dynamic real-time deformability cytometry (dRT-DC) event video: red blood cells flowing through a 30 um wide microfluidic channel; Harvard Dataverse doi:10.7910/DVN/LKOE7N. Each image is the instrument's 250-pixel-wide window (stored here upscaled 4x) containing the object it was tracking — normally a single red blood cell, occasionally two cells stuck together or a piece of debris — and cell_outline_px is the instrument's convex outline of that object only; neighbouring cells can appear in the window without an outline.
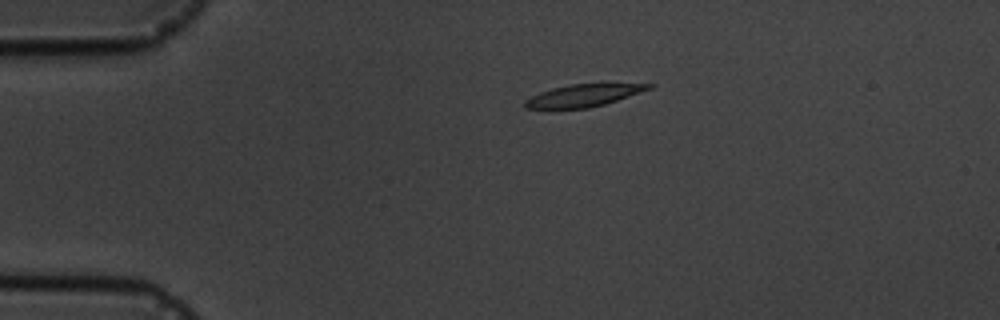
{"species": "common noctule bat (a hibernating species)", "species_latin": "Nyctalus noctula", "temperature_condition": "cold", "stored_images_in_passage": 5, "camera_frame_rate_fps": 3000, "um_per_image_px": 0.085, "animal": {"sex": "male", "body_mass_g": 19.5, "forearm_length_mm": 54.6}, "frame": {"image": 1, "passage_image": 3, "time_ms": 3.0, "image_size_px": [1000, 320], "cell_outline_px": [[656, 84], [652, 88], [604, 104], [588, 108], [524, 108], [524, 100], [540, 92], [552, 88], [572, 84]], "centroid_in_image_um": [49.56, 8.11], "position_along_channel_um": 35.4, "area_um2": 15.66}}
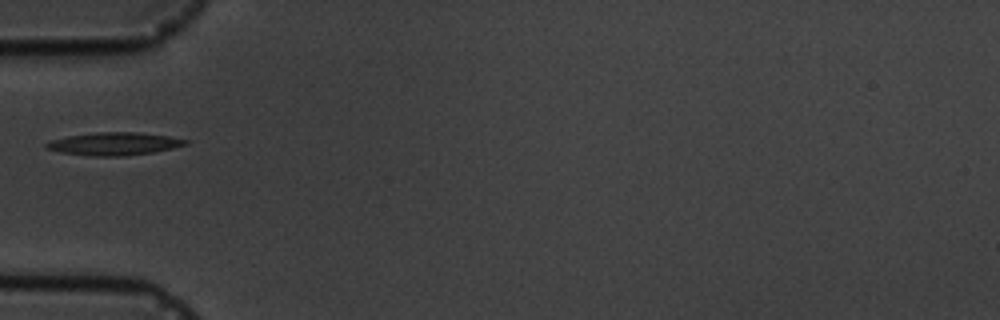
{"frame": {"image": 2, "passage_image": 5, "time_ms": 5.333, "image_size_px": [1000, 320], "cell_outline_px": [[188, 144], [172, 148], [152, 152], [124, 156], [92, 156], [60, 152], [44, 148], [44, 144], [48, 140], [68, 136], [96, 132], [136, 132], [168, 136], [188, 140]], "centroid_in_image_um": [9.64, 12.22], "position_along_channel_um": 75.4, "area_um2": 18.5}}